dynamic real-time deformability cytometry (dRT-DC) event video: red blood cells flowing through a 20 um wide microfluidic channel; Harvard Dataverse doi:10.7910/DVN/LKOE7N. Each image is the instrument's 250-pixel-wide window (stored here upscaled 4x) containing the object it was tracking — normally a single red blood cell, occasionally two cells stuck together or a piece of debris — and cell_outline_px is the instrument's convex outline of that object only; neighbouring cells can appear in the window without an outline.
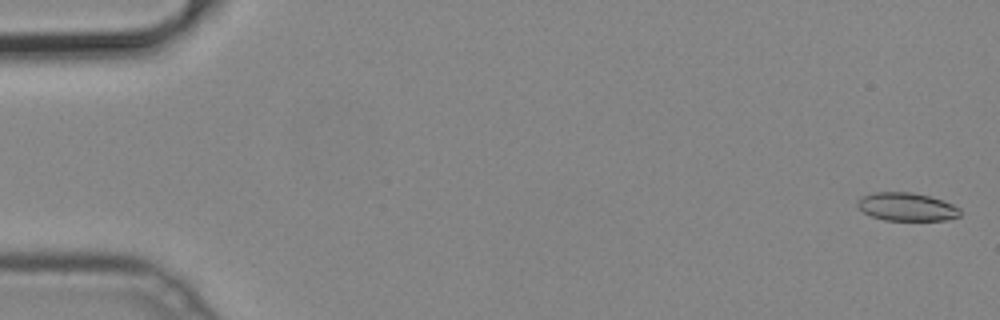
{"species": "common noctule bat (a hibernating species)", "species_latin": "Nyctalus noctula", "temperature_condition": "cold", "stored_images_in_passage": 51, "camera_frame_rate_fps": 3000, "um_per_image_px": 0.085, "animal": {"sex": "male", "body_mass_g": 19.2, "forearm_length_mm": 51.8}, "frame": {"image": 1, "passage_image": 1, "time_ms": 0.0, "image_size_px": [1000, 320], "cell_outline_px": [[960, 216], [944, 220], [884, 220], [872, 216], [864, 212], [856, 204], [856, 200], [860, 196], [876, 192], [912, 192], [928, 196], [952, 204], [960, 208]], "centroid_in_image_um": [77.04, 17.57], "position_along_channel_um": 8.0, "area_um2": 16.76}}
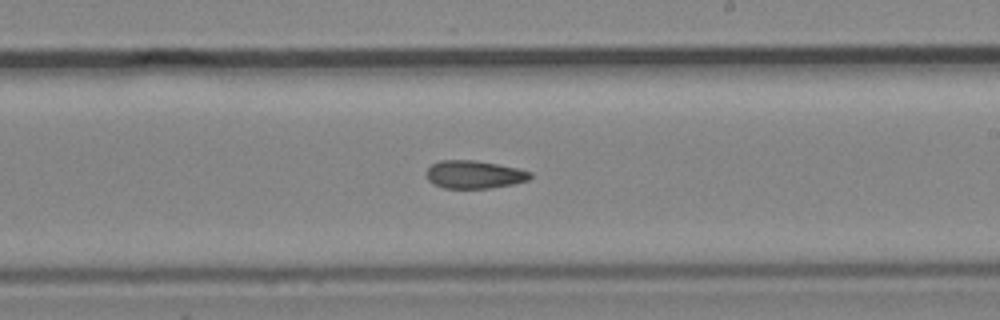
{"frame": {"image": 2, "passage_image": 30, "time_ms": 9.667, "image_size_px": [1000, 320], "cell_outline_px": [[532, 176], [528, 180], [512, 184], [492, 188], [444, 188], [432, 184], [428, 180], [424, 172], [432, 164], [440, 160], [476, 160], [520, 168], [532, 172]], "centroid_in_image_um": [40.3, 14.83], "position_along_channel_um": 248.7, "area_um2": 17.17}}
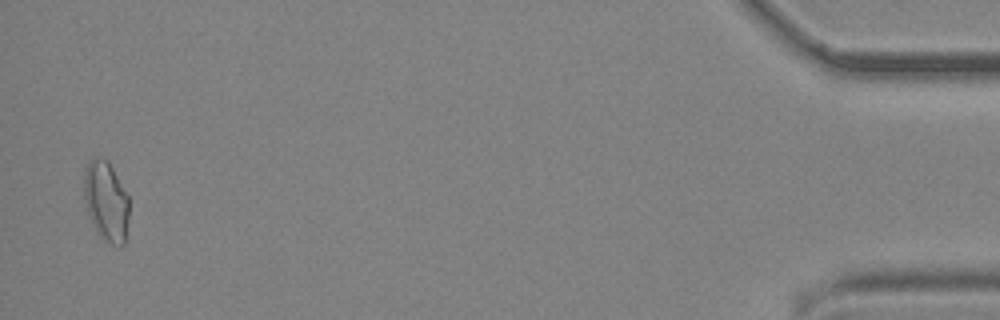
{"frame": {"image": 3, "passage_image": 50, "time_ms": 16.333, "image_size_px": [1000, 320], "cell_outline_px": [[128, 220], [124, 244], [112, 244], [104, 240], [96, 232], [92, 224], [88, 212], [84, 196], [84, 168], [88, 160], [92, 156], [100, 156], [108, 160], [128, 196]], "centroid_in_image_um": [8.99, 17.04], "position_along_channel_um": 426.2, "area_um2": 21.1}}